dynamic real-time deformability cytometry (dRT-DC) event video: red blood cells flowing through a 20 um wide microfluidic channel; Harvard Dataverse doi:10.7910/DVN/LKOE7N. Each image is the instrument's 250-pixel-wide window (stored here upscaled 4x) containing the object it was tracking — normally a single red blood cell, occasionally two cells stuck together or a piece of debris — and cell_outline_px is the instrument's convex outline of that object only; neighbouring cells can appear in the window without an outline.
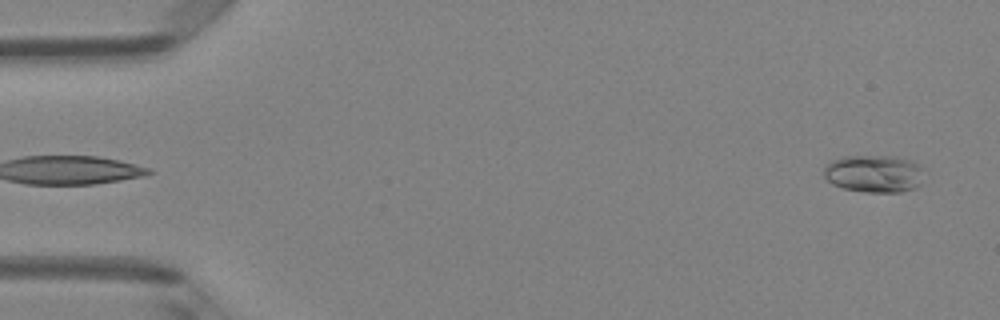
{"species": "Egyptian fruit bat (a non-hibernating species)", "species_latin": "Rousettus aegyptiacus", "temperature_condition": "room temperature", "stored_images_in_passage": 5, "camera_frame_rate_fps": 3000, "um_per_image_px": 0.085, "animal": {"sex": "female"}, "frame": {"image": 1, "passage_image": 5, "time_ms": 1.333, "image_size_px": [1000, 320], "cell_outline_px": [[924, 168], [920, 184], [916, 188], [900, 192], [864, 192], [844, 188], [832, 184], [824, 176], [824, 168], [832, 160], [844, 156], [896, 156], [912, 160], [920, 164]], "centroid_in_image_um": [74.33, 14.75], "position_along_channel_um": 10.7, "area_um2": 22.14}}